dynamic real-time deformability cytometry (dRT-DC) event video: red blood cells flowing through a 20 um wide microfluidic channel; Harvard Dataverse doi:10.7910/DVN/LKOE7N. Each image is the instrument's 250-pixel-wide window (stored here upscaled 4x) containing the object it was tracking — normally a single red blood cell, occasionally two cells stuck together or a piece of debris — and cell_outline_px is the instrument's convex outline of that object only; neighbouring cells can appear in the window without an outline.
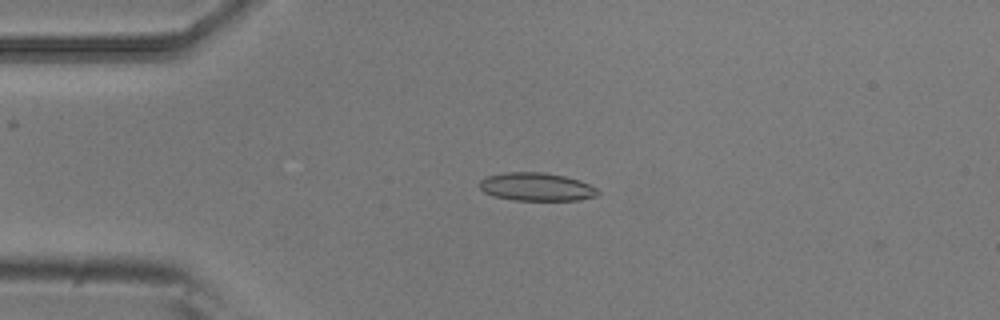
{"species": "common noctule bat (a hibernating species)", "species_latin": "Nyctalus noctula", "temperature_condition": "room temperature", "stored_images_in_passage": 4, "camera_frame_rate_fps": 3000, "um_per_image_px": 0.085, "animal": {"sex": "male", "body_mass_g": 20.5, "forearm_length_mm": 52.5}, "frame": {"image": 1, "passage_image": 3, "time_ms": 0.667, "image_size_px": [1000, 320], "cell_outline_px": [[600, 192], [596, 196], [580, 200], [512, 200], [492, 196], [484, 192], [480, 188], [480, 180], [484, 176], [504, 172], [544, 172], [564, 176], [580, 180], [596, 188]], "centroid_in_image_um": [45.57, 15.88], "position_along_channel_um": 39.4, "area_um2": 19.59}}